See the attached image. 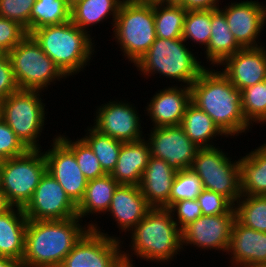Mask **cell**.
<instances>
[{
    "instance_id": "36",
    "label": "cell",
    "mask_w": 266,
    "mask_h": 267,
    "mask_svg": "<svg viewBox=\"0 0 266 267\" xmlns=\"http://www.w3.org/2000/svg\"><path fill=\"white\" fill-rule=\"evenodd\" d=\"M57 136L73 151L77 164L88 181L106 175L93 150L82 138L74 142L63 134Z\"/></svg>"
},
{
    "instance_id": "44",
    "label": "cell",
    "mask_w": 266,
    "mask_h": 267,
    "mask_svg": "<svg viewBox=\"0 0 266 267\" xmlns=\"http://www.w3.org/2000/svg\"><path fill=\"white\" fill-rule=\"evenodd\" d=\"M219 0H184L180 5L186 10H211L219 8Z\"/></svg>"
},
{
    "instance_id": "38",
    "label": "cell",
    "mask_w": 266,
    "mask_h": 267,
    "mask_svg": "<svg viewBox=\"0 0 266 267\" xmlns=\"http://www.w3.org/2000/svg\"><path fill=\"white\" fill-rule=\"evenodd\" d=\"M36 0H0V16L15 21L30 34V14Z\"/></svg>"
},
{
    "instance_id": "8",
    "label": "cell",
    "mask_w": 266,
    "mask_h": 267,
    "mask_svg": "<svg viewBox=\"0 0 266 267\" xmlns=\"http://www.w3.org/2000/svg\"><path fill=\"white\" fill-rule=\"evenodd\" d=\"M46 171V158L41 149H29L24 155L1 160V191L10 205L23 209Z\"/></svg>"
},
{
    "instance_id": "21",
    "label": "cell",
    "mask_w": 266,
    "mask_h": 267,
    "mask_svg": "<svg viewBox=\"0 0 266 267\" xmlns=\"http://www.w3.org/2000/svg\"><path fill=\"white\" fill-rule=\"evenodd\" d=\"M151 209L140 187L119 184L113 193L106 214H111L122 232L131 231Z\"/></svg>"
},
{
    "instance_id": "25",
    "label": "cell",
    "mask_w": 266,
    "mask_h": 267,
    "mask_svg": "<svg viewBox=\"0 0 266 267\" xmlns=\"http://www.w3.org/2000/svg\"><path fill=\"white\" fill-rule=\"evenodd\" d=\"M241 49L229 29L224 13L219 8L211 9V37L205 49L207 61L213 67H218L227 57Z\"/></svg>"
},
{
    "instance_id": "39",
    "label": "cell",
    "mask_w": 266,
    "mask_h": 267,
    "mask_svg": "<svg viewBox=\"0 0 266 267\" xmlns=\"http://www.w3.org/2000/svg\"><path fill=\"white\" fill-rule=\"evenodd\" d=\"M28 150L7 123L0 118V160L24 155Z\"/></svg>"
},
{
    "instance_id": "14",
    "label": "cell",
    "mask_w": 266,
    "mask_h": 267,
    "mask_svg": "<svg viewBox=\"0 0 266 267\" xmlns=\"http://www.w3.org/2000/svg\"><path fill=\"white\" fill-rule=\"evenodd\" d=\"M92 126L100 133L122 142H135L144 139L139 116L134 104L126 100H110L98 106Z\"/></svg>"
},
{
    "instance_id": "10",
    "label": "cell",
    "mask_w": 266,
    "mask_h": 267,
    "mask_svg": "<svg viewBox=\"0 0 266 267\" xmlns=\"http://www.w3.org/2000/svg\"><path fill=\"white\" fill-rule=\"evenodd\" d=\"M222 150L219 146L199 148L190 169L201 180L203 189L216 192L235 205L242 195L239 159L232 160Z\"/></svg>"
},
{
    "instance_id": "6",
    "label": "cell",
    "mask_w": 266,
    "mask_h": 267,
    "mask_svg": "<svg viewBox=\"0 0 266 267\" xmlns=\"http://www.w3.org/2000/svg\"><path fill=\"white\" fill-rule=\"evenodd\" d=\"M113 35L123 56L135 65L151 47L156 36L154 1H127L120 5Z\"/></svg>"
},
{
    "instance_id": "1",
    "label": "cell",
    "mask_w": 266,
    "mask_h": 267,
    "mask_svg": "<svg viewBox=\"0 0 266 267\" xmlns=\"http://www.w3.org/2000/svg\"><path fill=\"white\" fill-rule=\"evenodd\" d=\"M205 68L191 84V102L207 113L229 138L246 134L251 125L242 112L241 91L220 71Z\"/></svg>"
},
{
    "instance_id": "12",
    "label": "cell",
    "mask_w": 266,
    "mask_h": 267,
    "mask_svg": "<svg viewBox=\"0 0 266 267\" xmlns=\"http://www.w3.org/2000/svg\"><path fill=\"white\" fill-rule=\"evenodd\" d=\"M23 211L28 220H63L77 217V205L48 171L41 177Z\"/></svg>"
},
{
    "instance_id": "42",
    "label": "cell",
    "mask_w": 266,
    "mask_h": 267,
    "mask_svg": "<svg viewBox=\"0 0 266 267\" xmlns=\"http://www.w3.org/2000/svg\"><path fill=\"white\" fill-rule=\"evenodd\" d=\"M203 215H219L228 213L234 205L224 196L203 189L197 196Z\"/></svg>"
},
{
    "instance_id": "46",
    "label": "cell",
    "mask_w": 266,
    "mask_h": 267,
    "mask_svg": "<svg viewBox=\"0 0 266 267\" xmlns=\"http://www.w3.org/2000/svg\"><path fill=\"white\" fill-rule=\"evenodd\" d=\"M12 206L7 201L5 194L0 190V215L9 210Z\"/></svg>"
},
{
    "instance_id": "48",
    "label": "cell",
    "mask_w": 266,
    "mask_h": 267,
    "mask_svg": "<svg viewBox=\"0 0 266 267\" xmlns=\"http://www.w3.org/2000/svg\"><path fill=\"white\" fill-rule=\"evenodd\" d=\"M127 1H143V2H152V1H156V0H127Z\"/></svg>"
},
{
    "instance_id": "52",
    "label": "cell",
    "mask_w": 266,
    "mask_h": 267,
    "mask_svg": "<svg viewBox=\"0 0 266 267\" xmlns=\"http://www.w3.org/2000/svg\"><path fill=\"white\" fill-rule=\"evenodd\" d=\"M1 102H2V101L0 100V118H1Z\"/></svg>"
},
{
    "instance_id": "29",
    "label": "cell",
    "mask_w": 266,
    "mask_h": 267,
    "mask_svg": "<svg viewBox=\"0 0 266 267\" xmlns=\"http://www.w3.org/2000/svg\"><path fill=\"white\" fill-rule=\"evenodd\" d=\"M124 0H81L71 7V21L81 30L90 33L89 27L112 16V27Z\"/></svg>"
},
{
    "instance_id": "11",
    "label": "cell",
    "mask_w": 266,
    "mask_h": 267,
    "mask_svg": "<svg viewBox=\"0 0 266 267\" xmlns=\"http://www.w3.org/2000/svg\"><path fill=\"white\" fill-rule=\"evenodd\" d=\"M90 229L74 245L65 257L64 267H125L123 261V241L114 235L104 233L91 220Z\"/></svg>"
},
{
    "instance_id": "2",
    "label": "cell",
    "mask_w": 266,
    "mask_h": 267,
    "mask_svg": "<svg viewBox=\"0 0 266 267\" xmlns=\"http://www.w3.org/2000/svg\"><path fill=\"white\" fill-rule=\"evenodd\" d=\"M81 222L78 216L63 220H28L23 267L62 264L74 245L90 229L87 223L83 226Z\"/></svg>"
},
{
    "instance_id": "32",
    "label": "cell",
    "mask_w": 266,
    "mask_h": 267,
    "mask_svg": "<svg viewBox=\"0 0 266 267\" xmlns=\"http://www.w3.org/2000/svg\"><path fill=\"white\" fill-rule=\"evenodd\" d=\"M71 20V7L66 0H36L30 14V33L47 25Z\"/></svg>"
},
{
    "instance_id": "7",
    "label": "cell",
    "mask_w": 266,
    "mask_h": 267,
    "mask_svg": "<svg viewBox=\"0 0 266 267\" xmlns=\"http://www.w3.org/2000/svg\"><path fill=\"white\" fill-rule=\"evenodd\" d=\"M40 93L41 90L18 89L1 102V118L28 149H41L38 138L48 112Z\"/></svg>"
},
{
    "instance_id": "9",
    "label": "cell",
    "mask_w": 266,
    "mask_h": 267,
    "mask_svg": "<svg viewBox=\"0 0 266 267\" xmlns=\"http://www.w3.org/2000/svg\"><path fill=\"white\" fill-rule=\"evenodd\" d=\"M7 54L19 89L44 91L54 81L67 78L30 34Z\"/></svg>"
},
{
    "instance_id": "40",
    "label": "cell",
    "mask_w": 266,
    "mask_h": 267,
    "mask_svg": "<svg viewBox=\"0 0 266 267\" xmlns=\"http://www.w3.org/2000/svg\"><path fill=\"white\" fill-rule=\"evenodd\" d=\"M168 210L171 212L172 218L180 230L203 215L197 199L177 201L173 203Z\"/></svg>"
},
{
    "instance_id": "37",
    "label": "cell",
    "mask_w": 266,
    "mask_h": 267,
    "mask_svg": "<svg viewBox=\"0 0 266 267\" xmlns=\"http://www.w3.org/2000/svg\"><path fill=\"white\" fill-rule=\"evenodd\" d=\"M202 190L201 180L191 169L177 171L171 188L169 207L180 200L197 199Z\"/></svg>"
},
{
    "instance_id": "16",
    "label": "cell",
    "mask_w": 266,
    "mask_h": 267,
    "mask_svg": "<svg viewBox=\"0 0 266 267\" xmlns=\"http://www.w3.org/2000/svg\"><path fill=\"white\" fill-rule=\"evenodd\" d=\"M47 151H43L47 171L63 187L70 199L78 205L83 199L88 180L77 164L73 151L58 137L52 139Z\"/></svg>"
},
{
    "instance_id": "50",
    "label": "cell",
    "mask_w": 266,
    "mask_h": 267,
    "mask_svg": "<svg viewBox=\"0 0 266 267\" xmlns=\"http://www.w3.org/2000/svg\"><path fill=\"white\" fill-rule=\"evenodd\" d=\"M51 267H64L62 264L56 265V266H51Z\"/></svg>"
},
{
    "instance_id": "27",
    "label": "cell",
    "mask_w": 266,
    "mask_h": 267,
    "mask_svg": "<svg viewBox=\"0 0 266 267\" xmlns=\"http://www.w3.org/2000/svg\"><path fill=\"white\" fill-rule=\"evenodd\" d=\"M180 126L198 148L216 147L212 141L216 136L227 137L211 117L192 102L187 105Z\"/></svg>"
},
{
    "instance_id": "41",
    "label": "cell",
    "mask_w": 266,
    "mask_h": 267,
    "mask_svg": "<svg viewBox=\"0 0 266 267\" xmlns=\"http://www.w3.org/2000/svg\"><path fill=\"white\" fill-rule=\"evenodd\" d=\"M19 23L0 16V53H8L27 35Z\"/></svg>"
},
{
    "instance_id": "3",
    "label": "cell",
    "mask_w": 266,
    "mask_h": 267,
    "mask_svg": "<svg viewBox=\"0 0 266 267\" xmlns=\"http://www.w3.org/2000/svg\"><path fill=\"white\" fill-rule=\"evenodd\" d=\"M129 233L133 253L123 251L125 267H135L133 254L147 262L169 263L182 252L181 230L167 208H151Z\"/></svg>"
},
{
    "instance_id": "35",
    "label": "cell",
    "mask_w": 266,
    "mask_h": 267,
    "mask_svg": "<svg viewBox=\"0 0 266 267\" xmlns=\"http://www.w3.org/2000/svg\"><path fill=\"white\" fill-rule=\"evenodd\" d=\"M211 37V10H187L182 38L207 48Z\"/></svg>"
},
{
    "instance_id": "47",
    "label": "cell",
    "mask_w": 266,
    "mask_h": 267,
    "mask_svg": "<svg viewBox=\"0 0 266 267\" xmlns=\"http://www.w3.org/2000/svg\"><path fill=\"white\" fill-rule=\"evenodd\" d=\"M163 4H174V5H180L184 0H156Z\"/></svg>"
},
{
    "instance_id": "43",
    "label": "cell",
    "mask_w": 266,
    "mask_h": 267,
    "mask_svg": "<svg viewBox=\"0 0 266 267\" xmlns=\"http://www.w3.org/2000/svg\"><path fill=\"white\" fill-rule=\"evenodd\" d=\"M18 89L10 58L7 53H0V100H4Z\"/></svg>"
},
{
    "instance_id": "19",
    "label": "cell",
    "mask_w": 266,
    "mask_h": 267,
    "mask_svg": "<svg viewBox=\"0 0 266 267\" xmlns=\"http://www.w3.org/2000/svg\"><path fill=\"white\" fill-rule=\"evenodd\" d=\"M183 86V87H182ZM182 87V88H181ZM191 102L190 87L183 85L168 86L158 90L145 108L151 128L177 126L181 124L187 105Z\"/></svg>"
},
{
    "instance_id": "17",
    "label": "cell",
    "mask_w": 266,
    "mask_h": 267,
    "mask_svg": "<svg viewBox=\"0 0 266 267\" xmlns=\"http://www.w3.org/2000/svg\"><path fill=\"white\" fill-rule=\"evenodd\" d=\"M229 4L219 9L224 13L237 43L242 48L263 46L259 43L258 37L266 25V5L264 6L263 2L261 4L258 0Z\"/></svg>"
},
{
    "instance_id": "4",
    "label": "cell",
    "mask_w": 266,
    "mask_h": 267,
    "mask_svg": "<svg viewBox=\"0 0 266 267\" xmlns=\"http://www.w3.org/2000/svg\"><path fill=\"white\" fill-rule=\"evenodd\" d=\"M30 35L68 78L88 66L96 52L92 34L81 30L71 20L59 25L40 27Z\"/></svg>"
},
{
    "instance_id": "28",
    "label": "cell",
    "mask_w": 266,
    "mask_h": 267,
    "mask_svg": "<svg viewBox=\"0 0 266 267\" xmlns=\"http://www.w3.org/2000/svg\"><path fill=\"white\" fill-rule=\"evenodd\" d=\"M118 185L110 174L88 181L84 197L77 205V216L83 221L90 214L105 215Z\"/></svg>"
},
{
    "instance_id": "49",
    "label": "cell",
    "mask_w": 266,
    "mask_h": 267,
    "mask_svg": "<svg viewBox=\"0 0 266 267\" xmlns=\"http://www.w3.org/2000/svg\"><path fill=\"white\" fill-rule=\"evenodd\" d=\"M79 1H81V0H71V7H72L75 3L79 2Z\"/></svg>"
},
{
    "instance_id": "18",
    "label": "cell",
    "mask_w": 266,
    "mask_h": 267,
    "mask_svg": "<svg viewBox=\"0 0 266 267\" xmlns=\"http://www.w3.org/2000/svg\"><path fill=\"white\" fill-rule=\"evenodd\" d=\"M222 73L240 91L266 79V48H242L220 65Z\"/></svg>"
},
{
    "instance_id": "22",
    "label": "cell",
    "mask_w": 266,
    "mask_h": 267,
    "mask_svg": "<svg viewBox=\"0 0 266 267\" xmlns=\"http://www.w3.org/2000/svg\"><path fill=\"white\" fill-rule=\"evenodd\" d=\"M177 171L167 162L150 156L139 184L151 208H169V198Z\"/></svg>"
},
{
    "instance_id": "51",
    "label": "cell",
    "mask_w": 266,
    "mask_h": 267,
    "mask_svg": "<svg viewBox=\"0 0 266 267\" xmlns=\"http://www.w3.org/2000/svg\"><path fill=\"white\" fill-rule=\"evenodd\" d=\"M69 4V6L71 7V0H66Z\"/></svg>"
},
{
    "instance_id": "15",
    "label": "cell",
    "mask_w": 266,
    "mask_h": 267,
    "mask_svg": "<svg viewBox=\"0 0 266 267\" xmlns=\"http://www.w3.org/2000/svg\"><path fill=\"white\" fill-rule=\"evenodd\" d=\"M148 143L152 157L162 159L176 171L190 169L199 149L180 125L151 128Z\"/></svg>"
},
{
    "instance_id": "5",
    "label": "cell",
    "mask_w": 266,
    "mask_h": 267,
    "mask_svg": "<svg viewBox=\"0 0 266 267\" xmlns=\"http://www.w3.org/2000/svg\"><path fill=\"white\" fill-rule=\"evenodd\" d=\"M183 38H156L148 51L134 65L140 75L161 74L170 80L175 79L190 87L205 69L194 56Z\"/></svg>"
},
{
    "instance_id": "20",
    "label": "cell",
    "mask_w": 266,
    "mask_h": 267,
    "mask_svg": "<svg viewBox=\"0 0 266 267\" xmlns=\"http://www.w3.org/2000/svg\"><path fill=\"white\" fill-rule=\"evenodd\" d=\"M227 254L231 256L232 267H266V233L235 219Z\"/></svg>"
},
{
    "instance_id": "13",
    "label": "cell",
    "mask_w": 266,
    "mask_h": 267,
    "mask_svg": "<svg viewBox=\"0 0 266 267\" xmlns=\"http://www.w3.org/2000/svg\"><path fill=\"white\" fill-rule=\"evenodd\" d=\"M235 219L234 207L225 214L200 216L181 230L182 249L191 245L207 251L215 249L227 253Z\"/></svg>"
},
{
    "instance_id": "24",
    "label": "cell",
    "mask_w": 266,
    "mask_h": 267,
    "mask_svg": "<svg viewBox=\"0 0 266 267\" xmlns=\"http://www.w3.org/2000/svg\"><path fill=\"white\" fill-rule=\"evenodd\" d=\"M27 224L22 208L11 207L0 215V256L22 261Z\"/></svg>"
},
{
    "instance_id": "45",
    "label": "cell",
    "mask_w": 266,
    "mask_h": 267,
    "mask_svg": "<svg viewBox=\"0 0 266 267\" xmlns=\"http://www.w3.org/2000/svg\"><path fill=\"white\" fill-rule=\"evenodd\" d=\"M0 267H23L22 261L0 256Z\"/></svg>"
},
{
    "instance_id": "26",
    "label": "cell",
    "mask_w": 266,
    "mask_h": 267,
    "mask_svg": "<svg viewBox=\"0 0 266 267\" xmlns=\"http://www.w3.org/2000/svg\"><path fill=\"white\" fill-rule=\"evenodd\" d=\"M256 148L239 158L242 195L266 196V143Z\"/></svg>"
},
{
    "instance_id": "23",
    "label": "cell",
    "mask_w": 266,
    "mask_h": 267,
    "mask_svg": "<svg viewBox=\"0 0 266 267\" xmlns=\"http://www.w3.org/2000/svg\"><path fill=\"white\" fill-rule=\"evenodd\" d=\"M150 156L147 139L123 142L118 161L110 175L119 184L139 186Z\"/></svg>"
},
{
    "instance_id": "31",
    "label": "cell",
    "mask_w": 266,
    "mask_h": 267,
    "mask_svg": "<svg viewBox=\"0 0 266 267\" xmlns=\"http://www.w3.org/2000/svg\"><path fill=\"white\" fill-rule=\"evenodd\" d=\"M85 137H81L93 150L103 171L111 174L118 161L122 141L100 133L92 127H87Z\"/></svg>"
},
{
    "instance_id": "30",
    "label": "cell",
    "mask_w": 266,
    "mask_h": 267,
    "mask_svg": "<svg viewBox=\"0 0 266 267\" xmlns=\"http://www.w3.org/2000/svg\"><path fill=\"white\" fill-rule=\"evenodd\" d=\"M187 10L181 5L154 1V19L157 38H182Z\"/></svg>"
},
{
    "instance_id": "34",
    "label": "cell",
    "mask_w": 266,
    "mask_h": 267,
    "mask_svg": "<svg viewBox=\"0 0 266 267\" xmlns=\"http://www.w3.org/2000/svg\"><path fill=\"white\" fill-rule=\"evenodd\" d=\"M242 112L246 121L266 124V85L263 82L241 90ZM253 121V123H252Z\"/></svg>"
},
{
    "instance_id": "33",
    "label": "cell",
    "mask_w": 266,
    "mask_h": 267,
    "mask_svg": "<svg viewBox=\"0 0 266 267\" xmlns=\"http://www.w3.org/2000/svg\"><path fill=\"white\" fill-rule=\"evenodd\" d=\"M234 208L242 225L266 233V196L241 195Z\"/></svg>"
}]
</instances>
